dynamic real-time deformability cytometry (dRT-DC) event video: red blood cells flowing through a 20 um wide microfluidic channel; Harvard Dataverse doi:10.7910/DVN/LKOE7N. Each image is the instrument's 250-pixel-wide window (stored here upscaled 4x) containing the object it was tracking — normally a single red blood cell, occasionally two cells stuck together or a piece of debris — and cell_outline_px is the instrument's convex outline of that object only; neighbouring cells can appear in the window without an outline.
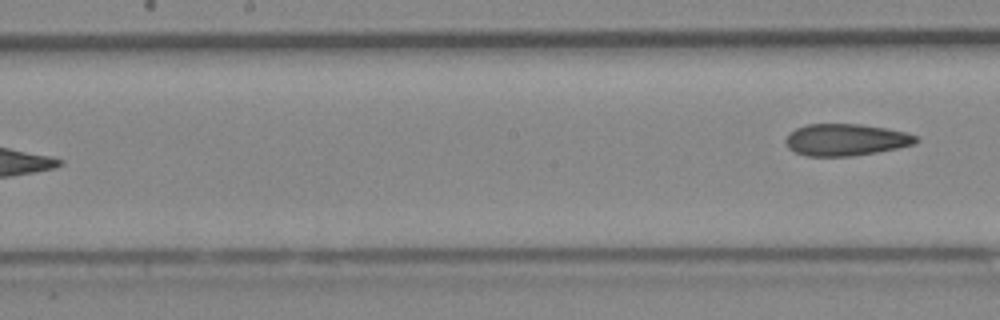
{"species": "Egyptian fruit bat (a non-hibernating species)", "species_latin": "Rousettus aegyptiacus", "temperature_condition": "cold", "stored_images_in_passage": 9, "segment_of_instrument_passage": [2, 2], "camera_frame_rate_fps": 3000, "um_per_image_px": 0.085, "animal": {"sex": "female"}, "frame": {"image": 1, "passage_image": 9, "time_ms": 2.667, "image_size_px": [1000, 320], "cell_outline_px": [[920, 140], [916, 144], [876, 152], [852, 156], [804, 156], [788, 148], [784, 140], [796, 128], [808, 124], [860, 124], [908, 132], [916, 136]], "centroid_in_image_um": [71.91, 11.88], "position_along_channel_um": 176.3, "area_um2": 24.16}}